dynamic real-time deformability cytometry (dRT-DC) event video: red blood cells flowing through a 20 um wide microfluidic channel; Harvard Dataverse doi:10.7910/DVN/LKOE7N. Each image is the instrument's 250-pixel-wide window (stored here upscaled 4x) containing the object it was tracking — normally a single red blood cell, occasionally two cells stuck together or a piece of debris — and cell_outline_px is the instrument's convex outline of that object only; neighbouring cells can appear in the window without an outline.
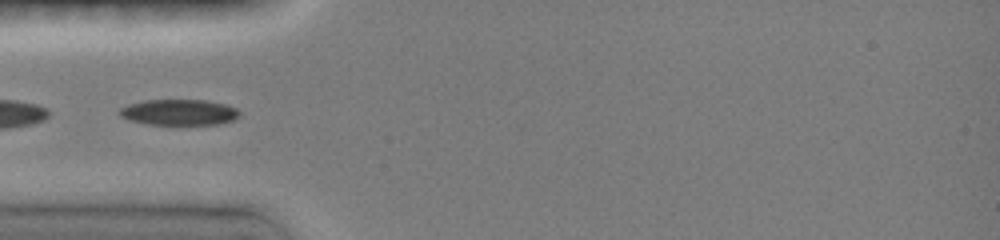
{"species": "common noctule bat (a hibernating species)", "species_latin": "Nyctalus noctula", "temperature_condition": "room temperature", "stored_images_in_passage": 28, "camera_frame_rate_fps": 3000, "um_per_image_px": 0.085, "animal": {"sex": "female", "body_mass_g": 19.0, "forearm_length_mm": 51.5}, "frame": {"image": 1, "passage_image": 27, "time_ms": 4.667, "image_size_px": [1000, 240], "cell_outline_px": [[240, 116], [232, 120], [220, 124], [148, 124], [128, 120], [120, 116], [116, 112], [120, 108], [128, 104], [144, 100], [204, 100], [224, 104], [236, 108], [240, 112]], "centroid_in_image_um": [15.18, 9.54], "position_along_channel_um": 69.8, "area_um2": 18.09}}